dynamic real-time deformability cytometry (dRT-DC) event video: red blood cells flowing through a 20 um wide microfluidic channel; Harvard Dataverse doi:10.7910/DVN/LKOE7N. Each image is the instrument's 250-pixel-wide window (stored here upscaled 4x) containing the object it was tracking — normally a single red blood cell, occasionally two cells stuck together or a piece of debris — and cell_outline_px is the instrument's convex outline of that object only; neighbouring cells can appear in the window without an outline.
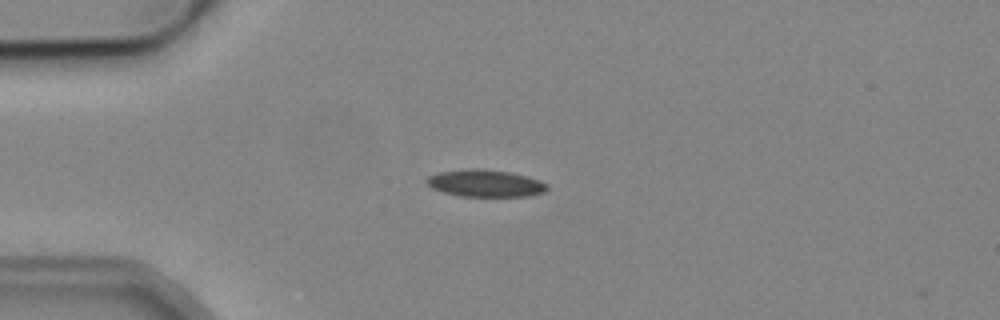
{"species": "common noctule bat (a hibernating species)", "species_latin": "Nyctalus noctula", "temperature_condition": "cold", "stored_images_in_passage": 1, "camera_frame_rate_fps": 3000, "um_per_image_px": 0.085, "animal": {"sex": "male", "body_mass_g": 19.2, "forearm_length_mm": 51.8}, "frame": {"image": 1, "passage_image": 1, "time_ms": 0.0, "image_size_px": [1000, 320], "cell_outline_px": [[548, 188], [544, 192], [528, 196], [460, 196], [444, 192], [432, 188], [424, 180], [428, 176], [440, 172], [468, 168], [480, 168], [508, 172], [528, 176], [540, 180], [548, 184]], "centroid_in_image_um": [41.26, 15.57], "position_along_channel_um": 43.7, "area_um2": 19.07}}